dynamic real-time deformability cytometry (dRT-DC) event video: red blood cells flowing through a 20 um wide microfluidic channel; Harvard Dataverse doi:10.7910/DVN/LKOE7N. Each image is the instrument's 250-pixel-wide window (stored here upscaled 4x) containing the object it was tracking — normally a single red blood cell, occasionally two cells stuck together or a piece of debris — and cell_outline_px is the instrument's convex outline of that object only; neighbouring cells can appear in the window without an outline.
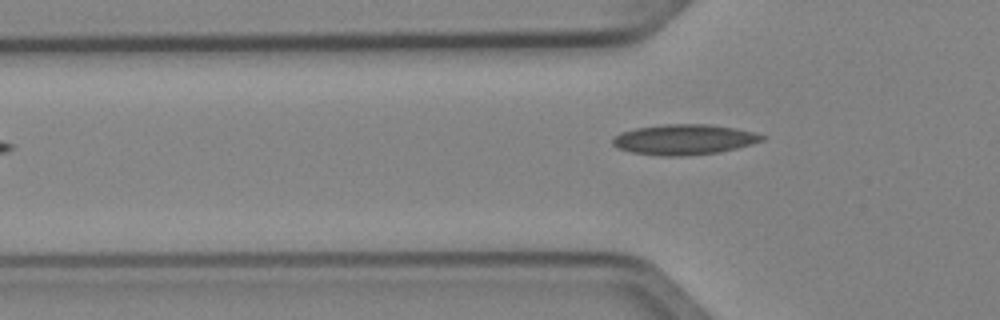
{"species": "Egyptian fruit bat (a non-hibernating species)", "species_latin": "Rousettus aegyptiacus", "temperature_condition": "cold", "stored_images_in_passage": 4, "camera_frame_rate_fps": 3000, "um_per_image_px": 0.085, "animal": {"sex": "female"}, "frame": {"image": 1, "passage_image": 4, "time_ms": 1.0, "image_size_px": [1000, 320], "cell_outline_px": [[768, 136], [764, 140], [752, 144], [720, 152], [680, 156], [660, 156], [632, 152], [616, 148], [612, 144], [612, 136], [620, 132], [636, 128], [660, 124], [708, 124], [732, 128], [752, 132]], "centroid_in_image_um": [58.1, 11.86], "position_along_channel_um": 67.7, "area_um2": 26.53}}